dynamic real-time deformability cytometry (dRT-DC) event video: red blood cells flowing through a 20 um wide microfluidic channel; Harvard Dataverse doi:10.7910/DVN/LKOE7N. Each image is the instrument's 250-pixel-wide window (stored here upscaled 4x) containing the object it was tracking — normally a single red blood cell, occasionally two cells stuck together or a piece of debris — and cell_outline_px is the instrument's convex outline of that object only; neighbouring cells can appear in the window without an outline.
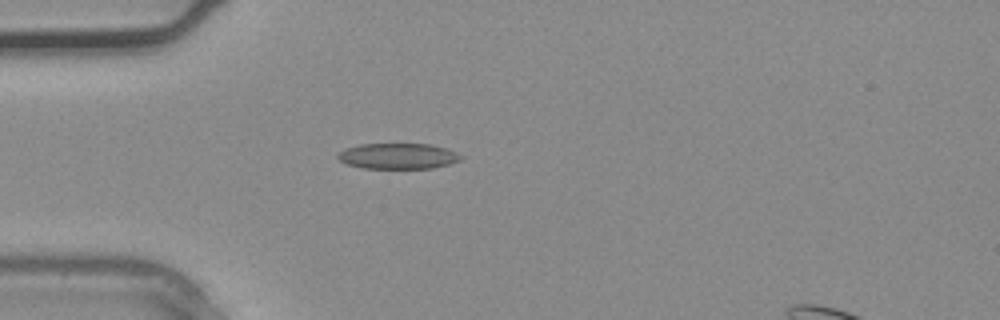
{"species": "common noctule bat (a hibernating species)", "species_latin": "Nyctalus noctula", "temperature_condition": "warm", "stored_images_in_passage": 5, "segment_of_instrument_passage": [1, 2], "camera_frame_rate_fps": 3000, "um_per_image_px": 0.085, "animal": {"sex": "male", "body_mass_g": 20.4}, "frame": {"image": 1, "passage_image": 4, "time_ms": 1.0, "image_size_px": [1000, 320], "cell_outline_px": [[464, 156], [460, 160], [448, 164], [432, 168], [364, 168], [348, 164], [340, 160], [336, 156], [344, 148], [360, 144], [428, 144], [444, 148], [456, 152]], "centroid_in_image_um": [33.82, 13.26], "position_along_channel_um": 51.2, "area_um2": 18.26}}